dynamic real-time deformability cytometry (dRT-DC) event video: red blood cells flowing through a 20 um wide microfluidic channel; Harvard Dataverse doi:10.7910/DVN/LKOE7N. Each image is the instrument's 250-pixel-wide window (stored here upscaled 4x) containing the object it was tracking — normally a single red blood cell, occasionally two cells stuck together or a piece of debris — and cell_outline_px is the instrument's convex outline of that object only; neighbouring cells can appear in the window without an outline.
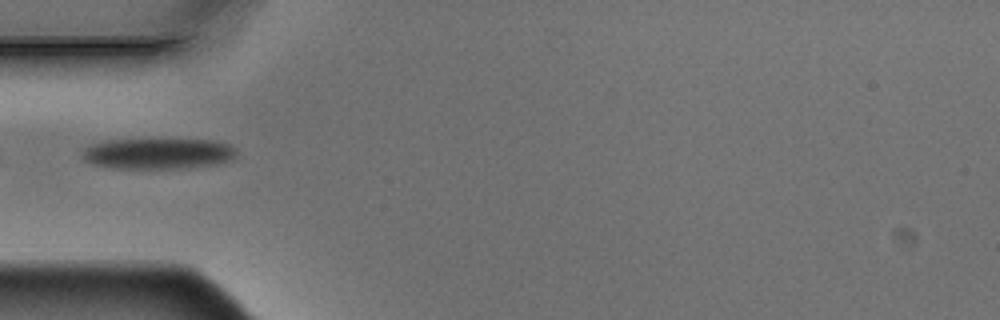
{"species": "Egyptian fruit bat (a non-hibernating species)", "species_latin": "Rousettus aegyptiacus", "temperature_condition": "warm", "stored_images_in_passage": 5, "camera_frame_rate_fps": 3000, "um_per_image_px": 0.085, "animal": {"sex": "male"}, "frame": {"image": 1, "passage_image": 5, "time_ms": 1.333, "image_size_px": [1000, 320], "cell_outline_px": [[236, 152], [232, 156], [224, 160], [208, 164], [176, 168], [112, 168], [92, 164], [84, 160], [84, 148], [92, 144], [108, 140], [212, 140], [228, 144], [236, 148]], "centroid_in_image_um": [13.34, 13.04], "position_along_channel_um": 71.7, "area_um2": 26.82}}